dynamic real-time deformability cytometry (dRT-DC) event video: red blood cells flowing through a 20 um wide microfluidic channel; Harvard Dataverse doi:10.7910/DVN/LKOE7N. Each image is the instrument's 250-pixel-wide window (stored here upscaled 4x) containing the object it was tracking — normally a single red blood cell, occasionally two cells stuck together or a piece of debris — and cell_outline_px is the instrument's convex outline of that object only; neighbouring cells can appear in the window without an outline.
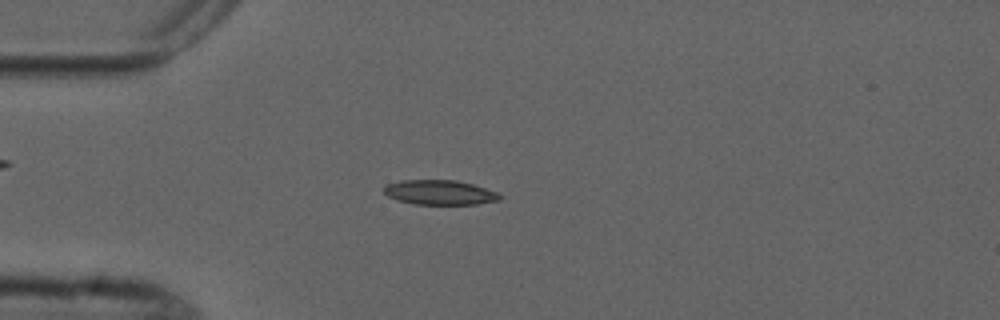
{"species": "common noctule bat (a hibernating species)", "species_latin": "Nyctalus noctula", "temperature_condition": "cold", "stored_images_in_passage": 8, "camera_frame_rate_fps": 3000, "um_per_image_px": 0.085, "animal": {"sex": "male", "forearm_length_mm": 52.5}, "frame": {"image": 1, "passage_image": 5, "time_ms": 4.667, "image_size_px": [1000, 320], "cell_outline_px": [[500, 200], [476, 204], [416, 204], [396, 200], [388, 196], [384, 192], [384, 188], [388, 184], [404, 180], [456, 180], [472, 184], [496, 192], [500, 196]], "centroid_in_image_um": [37.36, 16.36], "position_along_channel_um": 47.6, "area_um2": 16.42}}
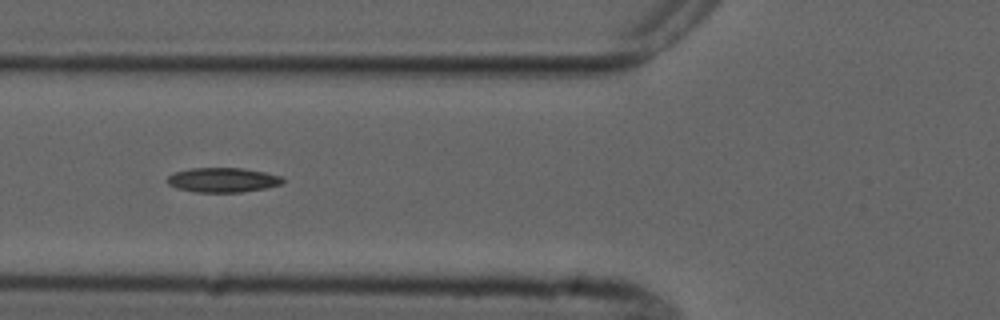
{"frame": {"image": 2, "passage_image": 7, "time_ms": 6.667, "image_size_px": [1000, 320], "cell_outline_px": [[284, 180], [280, 184], [264, 188], [240, 192], [196, 192], [176, 188], [168, 184], [168, 176], [176, 172], [192, 168], [244, 168], [264, 172], [280, 176]], "centroid_in_image_um": [18.92, 15.29], "position_along_channel_um": 106.9, "area_um2": 16.3}}
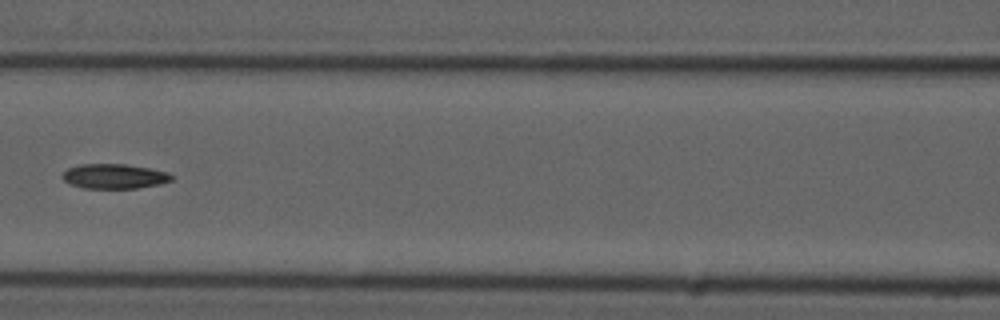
{"frame": {"image": 3, "passage_image": 8, "time_ms": 8.0, "image_size_px": [1000, 320], "cell_outline_px": [[172, 180], [160, 184], [136, 188], [84, 188], [72, 184], [64, 180], [60, 176], [68, 168], [80, 164], [124, 164], [148, 168], [168, 172], [172, 176]], "centroid_in_image_um": [9.7, 14.98], "position_along_channel_um": 156.9, "area_um2": 15.61}}